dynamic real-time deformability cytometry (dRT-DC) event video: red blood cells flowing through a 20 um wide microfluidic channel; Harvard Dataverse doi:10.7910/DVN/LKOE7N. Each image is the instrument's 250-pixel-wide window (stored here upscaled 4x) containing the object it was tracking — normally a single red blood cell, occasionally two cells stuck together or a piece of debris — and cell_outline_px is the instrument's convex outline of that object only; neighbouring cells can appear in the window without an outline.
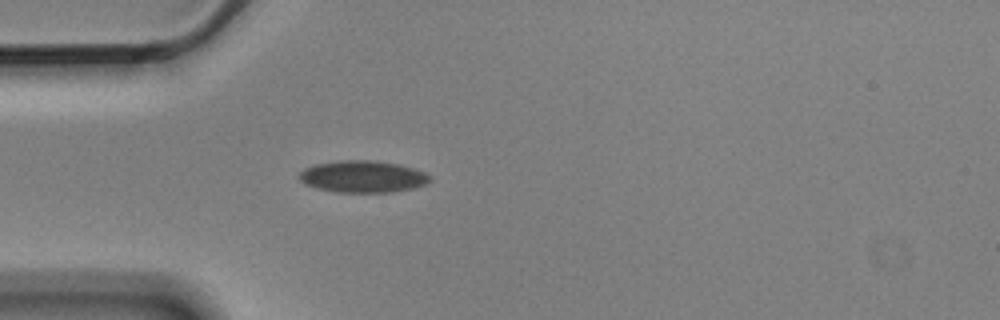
{"species": "Egyptian fruit bat (a non-hibernating species)", "species_latin": "Rousettus aegyptiacus", "temperature_condition": "cold", "stored_images_in_passage": 4, "camera_frame_rate_fps": 3000, "um_per_image_px": 0.085, "animal": {"sex": "male"}, "frame": {"image": 1, "passage_image": 4, "time_ms": 1.0, "image_size_px": [1000, 320], "cell_outline_px": [[432, 180], [428, 184], [412, 188], [392, 192], [340, 192], [320, 188], [308, 184], [300, 180], [296, 176], [304, 168], [312, 164], [336, 160], [368, 160], [400, 164], [424, 172], [432, 176]], "centroid_in_image_um": [30.85, 14.99], "position_along_channel_um": 54.1, "area_um2": 24.33}}